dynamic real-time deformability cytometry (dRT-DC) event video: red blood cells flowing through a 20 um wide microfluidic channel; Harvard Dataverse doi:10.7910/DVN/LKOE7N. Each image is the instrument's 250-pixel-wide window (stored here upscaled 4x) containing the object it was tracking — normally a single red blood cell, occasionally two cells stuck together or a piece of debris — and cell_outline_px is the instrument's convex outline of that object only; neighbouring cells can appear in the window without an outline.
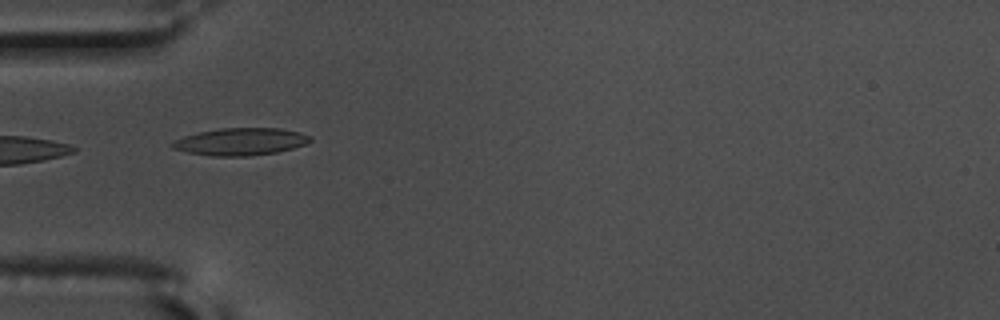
{"species": "common noctule bat (a hibernating species)", "species_latin": "Nyctalus noctula", "temperature_condition": "warm", "stored_images_in_passage": 24, "camera_frame_rate_fps": 3000, "um_per_image_px": 0.085, "animal": {"sex": "male", "body_mass_g": 17.5, "forearm_length_mm": 52.3}, "frame": {"image": 1, "passage_image": 1, "time_ms": 0.0, "image_size_px": [1000, 320], "cell_outline_px": [[312, 140], [304, 144], [292, 148], [276, 152], [248, 156], [208, 156], [188, 152], [172, 148], [172, 144], [176, 140], [184, 136], [200, 132], [220, 128], [280, 128], [300, 132], [312, 136]], "centroid_in_image_um": [20.48, 12.04], "position_along_channel_um": 64.5, "area_um2": 21.79}}